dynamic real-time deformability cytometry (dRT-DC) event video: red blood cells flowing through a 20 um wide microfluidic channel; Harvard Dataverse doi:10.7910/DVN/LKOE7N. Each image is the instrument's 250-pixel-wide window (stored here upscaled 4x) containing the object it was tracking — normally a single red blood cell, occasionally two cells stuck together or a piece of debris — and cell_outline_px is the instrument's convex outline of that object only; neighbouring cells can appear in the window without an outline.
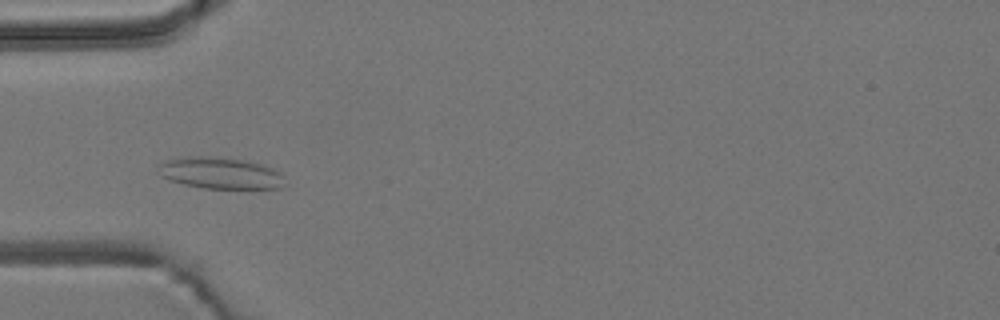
{"species": "common noctule bat (a hibernating species)", "species_latin": "Nyctalus noctula", "temperature_condition": "room temperature", "stored_images_in_passage": 52, "camera_frame_rate_fps": 3000, "um_per_image_px": 0.085, "animal": {"sex": "male", "body_mass_g": 19.2, "forearm_length_mm": 51.8}, "frame": {"image": 1, "passage_image": 15, "time_ms": 4.667, "image_size_px": [1000, 320], "cell_outline_px": [[280, 188], [204, 188], [184, 184], [168, 180], [160, 176], [156, 172], [160, 164], [164, 160], [184, 156], [208, 156], [244, 160], [260, 164], [272, 168], [280, 172]], "centroid_in_image_um": [18.59, 14.69], "position_along_channel_um": 66.4, "area_um2": 23.0}}
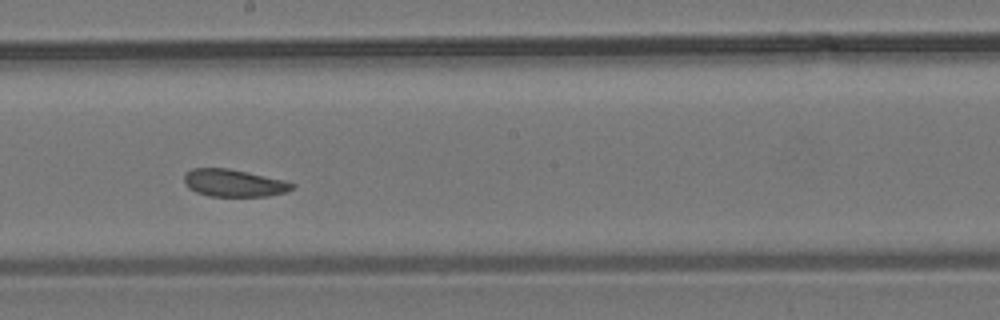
{"frame": {"image": 2, "passage_image": 28, "time_ms": 9.0, "image_size_px": [1000, 320], "cell_outline_px": [[296, 188], [288, 192], [268, 196], [208, 196], [196, 192], [188, 188], [184, 184], [184, 172], [192, 168], [228, 168], [248, 172], [284, 180], [296, 184]], "centroid_in_image_um": [19.88, 15.56], "position_along_channel_um": 228.3, "area_um2": 17.51}}
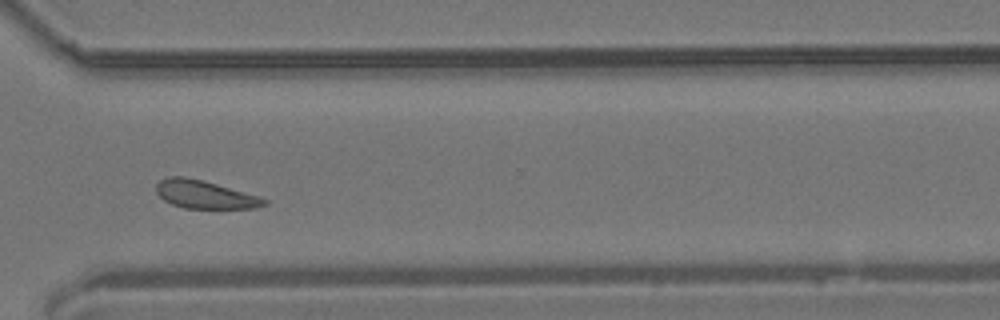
{"frame": {"image": 3, "passage_image": 38, "time_ms": 12.333, "image_size_px": [1000, 320], "cell_outline_px": [[268, 204], [256, 208], [184, 208], [172, 204], [164, 200], [156, 192], [156, 184], [160, 180], [168, 176], [184, 176], [204, 180], [256, 196], [268, 200]], "centroid_in_image_um": [17.37, 16.53], "position_along_channel_um": 353.2, "area_um2": 17.51}, "authors_computed_cell_mechanics": {"area_um2": 18.7272, "velocity_mm_per_s": 3.7382, "shape_relaxation_time_tau1_ms": 7.5761, "shape_relaxation_time_tau2_ms": 2.7643, "deformation_change_tau1": 0.0851, "deformation_change_tau2": 0.0796}}